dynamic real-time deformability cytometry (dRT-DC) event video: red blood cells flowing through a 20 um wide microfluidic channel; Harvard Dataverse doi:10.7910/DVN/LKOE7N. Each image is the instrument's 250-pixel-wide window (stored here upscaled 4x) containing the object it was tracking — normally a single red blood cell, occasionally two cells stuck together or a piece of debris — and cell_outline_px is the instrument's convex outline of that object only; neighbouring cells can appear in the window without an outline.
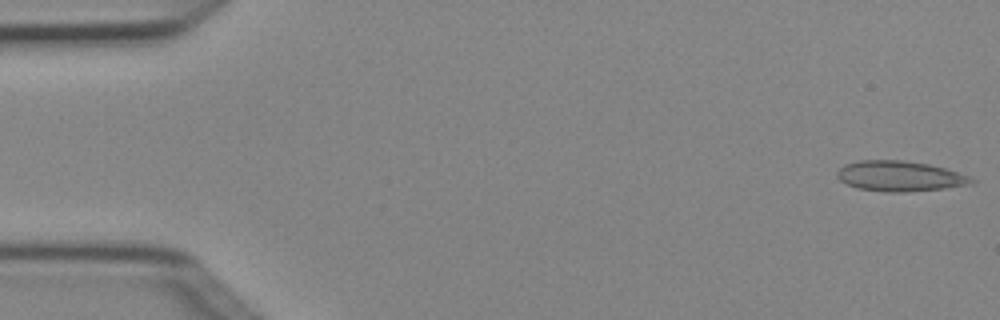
{"species": "Egyptian fruit bat (a non-hibernating species)", "species_latin": "Rousettus aegyptiacus", "temperature_condition": "cold", "stored_images_in_passage": 4, "camera_frame_rate_fps": 3000, "um_per_image_px": 0.085, "animal": {"sex": "female"}, "frame": {"image": 1, "passage_image": 1, "time_ms": 0.0, "image_size_px": [1000, 320], "cell_outline_px": [[976, 180], [972, 184], [944, 188], [904, 192], [888, 192], [860, 188], [848, 184], [840, 180], [836, 176], [836, 172], [844, 164], [860, 160], [900, 160], [928, 164], [944, 168], [968, 176]], "centroid_in_image_um": [76.46, 14.97], "position_along_channel_um": 8.5, "area_um2": 23.47}}